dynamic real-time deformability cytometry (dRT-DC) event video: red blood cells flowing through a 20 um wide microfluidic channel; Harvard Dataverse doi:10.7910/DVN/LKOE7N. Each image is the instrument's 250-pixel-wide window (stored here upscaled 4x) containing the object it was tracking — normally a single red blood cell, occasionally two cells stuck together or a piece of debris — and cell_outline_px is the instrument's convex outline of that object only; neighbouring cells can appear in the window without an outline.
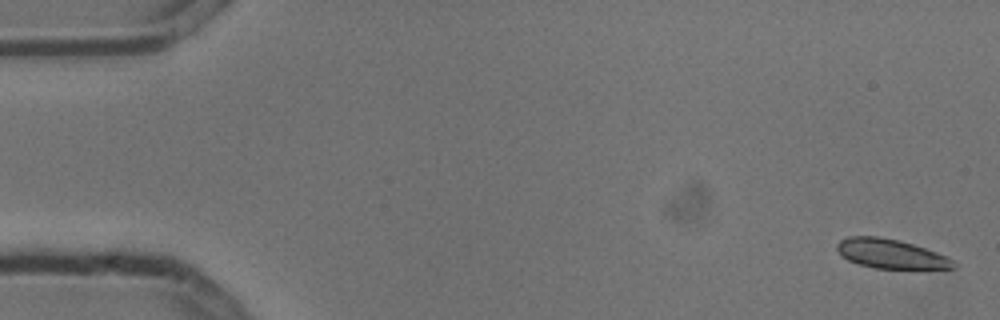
{"species": "common noctule bat (a hibernating species)", "species_latin": "Nyctalus noctula", "temperature_condition": "cold", "stored_images_in_passage": 5, "camera_frame_rate_fps": 3000, "um_per_image_px": 0.085, "animal": {"sex": "male", "body_mass_g": 13.3}, "frame": {"image": 1, "passage_image": 1, "time_ms": 0.0, "image_size_px": [1000, 320], "cell_outline_px": [[956, 268], [876, 268], [860, 264], [848, 260], [840, 256], [836, 248], [836, 244], [840, 240], [848, 236], [880, 236], [900, 240], [948, 256], [956, 264]], "centroid_in_image_um": [75.67, 21.55], "position_along_channel_um": 9.3, "area_um2": 19.83}}